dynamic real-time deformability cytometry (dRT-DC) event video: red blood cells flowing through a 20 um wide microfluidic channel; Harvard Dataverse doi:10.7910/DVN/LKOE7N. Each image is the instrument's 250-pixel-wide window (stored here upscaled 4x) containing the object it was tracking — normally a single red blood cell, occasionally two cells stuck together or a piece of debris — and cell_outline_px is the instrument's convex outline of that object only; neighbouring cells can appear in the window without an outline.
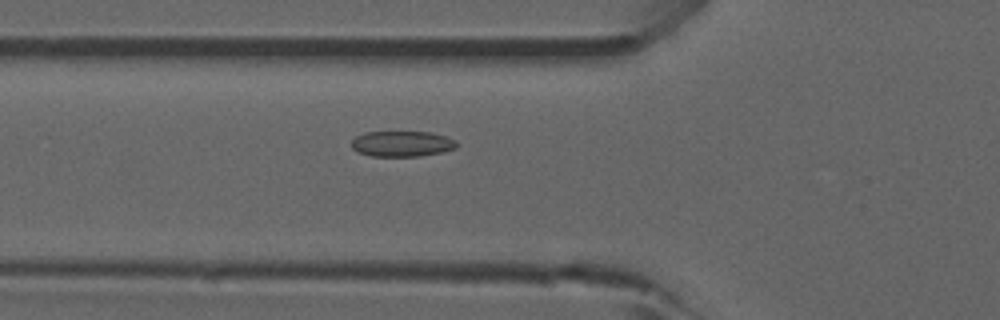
{"species": "common noctule bat (a hibernating species)", "species_latin": "Nyctalus noctula", "temperature_condition": "room temperature", "stored_images_in_passage": 38, "camera_frame_rate_fps": 3000, "um_per_image_px": 0.085, "animal": {"sex": "male", "forearm_length_mm": 52.5}, "frame": {"image": 1, "passage_image": 11, "time_ms": 3.333, "image_size_px": [1000, 320], "cell_outline_px": [[460, 144], [456, 148], [440, 152], [420, 156], [372, 156], [356, 152], [352, 148], [352, 140], [356, 136], [364, 132], [432, 132], [448, 136], [456, 140]], "centroid_in_image_um": [34.2, 12.21], "position_along_channel_um": 91.6, "area_um2": 15.9}, "authors_computed_cell_mechanics": {"area_um2": 15.8372, "velocity_mm_per_s": 3.8677, "shape_relaxation_time_tau1_ms": 9.5761, "shape_relaxation_time_tau2_ms": 2.2841, "deformation_change_tau1": 0.132, "deformation_change_tau2": 0.0724}}